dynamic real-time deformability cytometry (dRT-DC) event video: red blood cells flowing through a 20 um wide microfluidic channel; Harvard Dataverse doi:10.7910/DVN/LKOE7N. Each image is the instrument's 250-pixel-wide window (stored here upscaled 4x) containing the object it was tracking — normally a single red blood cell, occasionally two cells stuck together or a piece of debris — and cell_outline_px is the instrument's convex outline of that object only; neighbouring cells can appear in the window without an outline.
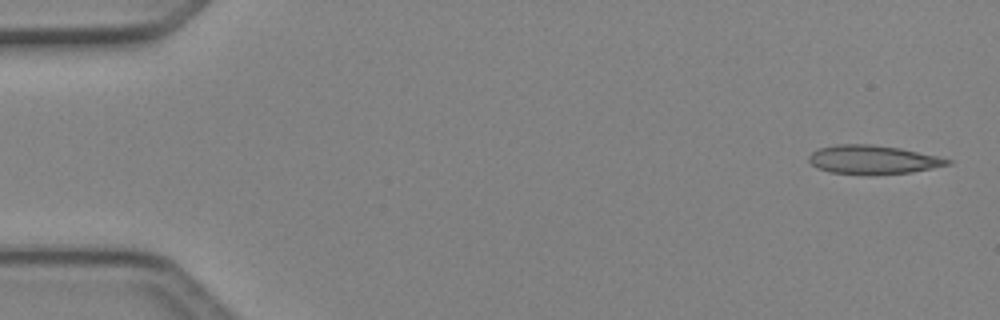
{"species": "Egyptian fruit bat (a non-hibernating species)", "species_latin": "Rousettus aegyptiacus", "temperature_condition": "cold", "stored_images_in_passage": 5, "camera_frame_rate_fps": 3000, "um_per_image_px": 0.085, "animal": {"sex": "female"}, "frame": {"image": 1, "passage_image": 1, "time_ms": 0.0, "image_size_px": [1000, 320], "cell_outline_px": [[952, 164], [912, 172], [872, 176], [868, 176], [828, 172], [816, 168], [808, 160], [808, 156], [812, 152], [820, 148], [836, 144], [868, 144], [900, 148], [936, 156], [952, 160]], "centroid_in_image_um": [74.16, 13.6], "position_along_channel_um": 10.8, "area_um2": 23.58}}
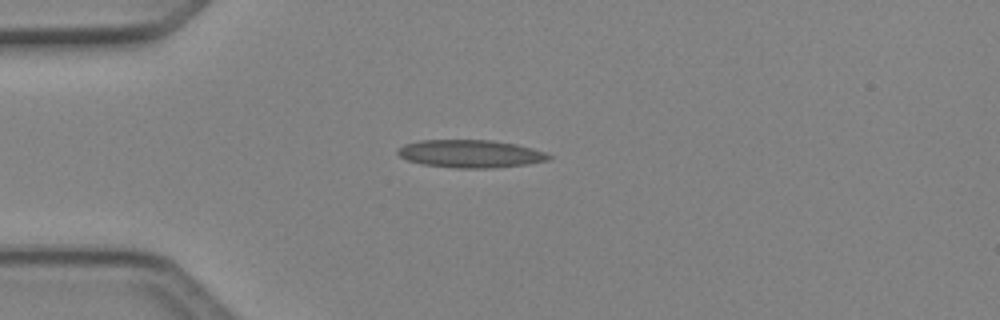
{"frame": {"image": 2, "passage_image": 4, "time_ms": 1.0, "image_size_px": [1000, 320], "cell_outline_px": [[552, 156], [548, 160], [528, 164], [492, 168], [456, 168], [424, 164], [408, 160], [400, 156], [396, 152], [404, 144], [420, 140], [492, 140], [516, 144], [532, 148], [544, 152]], "centroid_in_image_um": [40.0, 13.06], "position_along_channel_um": 45.0, "area_um2": 24.33}}